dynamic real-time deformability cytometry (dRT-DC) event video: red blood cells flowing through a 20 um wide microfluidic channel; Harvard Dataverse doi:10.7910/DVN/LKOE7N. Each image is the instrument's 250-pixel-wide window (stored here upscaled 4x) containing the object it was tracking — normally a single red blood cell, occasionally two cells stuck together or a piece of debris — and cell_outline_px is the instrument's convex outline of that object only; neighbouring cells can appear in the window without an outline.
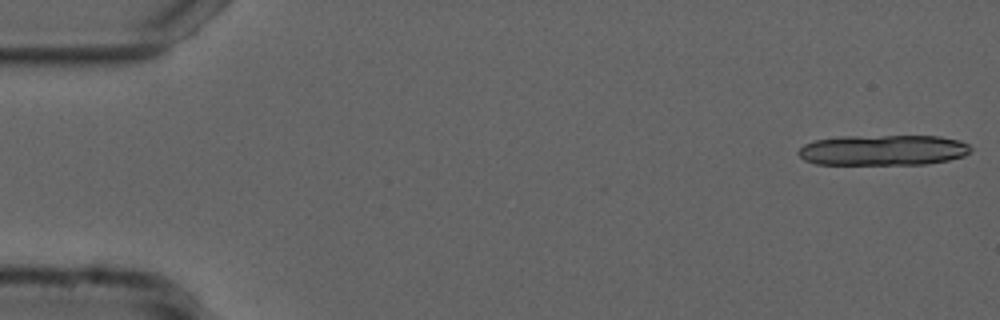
{"species": "common noctule bat (a hibernating species)", "species_latin": "Nyctalus noctula", "temperature_condition": "cold", "stored_images_in_passage": 16, "camera_frame_rate_fps": 3000, "um_per_image_px": 0.085, "animal": {"sex": "male", "forearm_length_mm": 52.5}, "frame": {"image": 1, "passage_image": 1, "time_ms": 0.0, "image_size_px": [1000, 320], "cell_outline_px": [[972, 148], [964, 156], [948, 160], [924, 164], [816, 164], [804, 160], [796, 152], [804, 144], [816, 140], [844, 136], [940, 136], [960, 140], [968, 144]], "centroid_in_image_um": [75.06, 12.76], "position_along_channel_um": 9.9, "area_um2": 30.69}}